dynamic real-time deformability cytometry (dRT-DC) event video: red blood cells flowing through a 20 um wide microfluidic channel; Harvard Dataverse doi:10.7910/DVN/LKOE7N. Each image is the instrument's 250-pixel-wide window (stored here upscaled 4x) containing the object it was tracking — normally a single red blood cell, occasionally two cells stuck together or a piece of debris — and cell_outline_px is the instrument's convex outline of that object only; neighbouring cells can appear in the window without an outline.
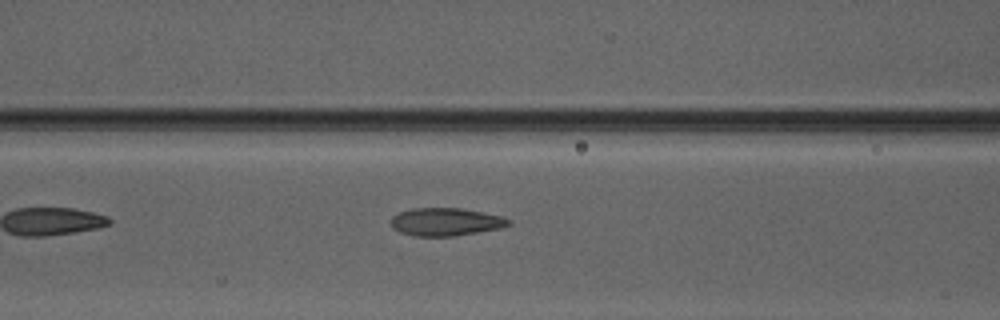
{"species": "Egyptian fruit bat (a non-hibernating species)", "species_latin": "Rousettus aegyptiacus", "temperature_condition": "warm", "stored_images_in_passage": 4, "camera_frame_rate_fps": 3000, "um_per_image_px": 0.085, "animal": {"sex": "male"}, "frame": {"image": 1, "passage_image": 4, "time_ms": 6.0, "image_size_px": [1000, 320], "cell_outline_px": [[512, 220], [508, 224], [500, 228], [452, 236], [416, 236], [400, 232], [392, 228], [388, 220], [392, 216], [400, 212], [412, 208], [460, 208], [500, 216]], "centroid_in_image_um": [37.8, 18.85], "position_along_channel_um": 128.8, "area_um2": 18.96}}